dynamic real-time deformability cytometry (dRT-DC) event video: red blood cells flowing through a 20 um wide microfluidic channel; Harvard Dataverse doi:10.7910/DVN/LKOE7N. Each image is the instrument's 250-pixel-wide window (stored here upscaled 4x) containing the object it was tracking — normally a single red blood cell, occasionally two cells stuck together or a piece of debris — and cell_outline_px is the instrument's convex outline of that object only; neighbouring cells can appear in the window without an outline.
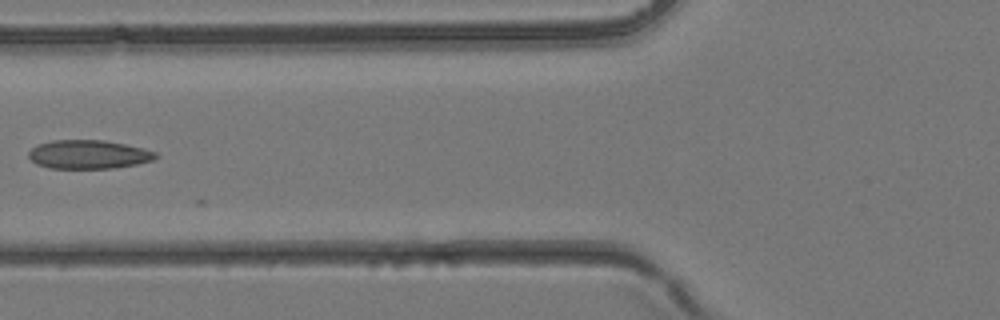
{"species": "common noctule bat (a hibernating species)", "species_latin": "Nyctalus noctula", "temperature_condition": "room temperature", "stored_images_in_passage": 12, "camera_frame_rate_fps": 3000, "um_per_image_px": 0.085, "animal": {"sex": "female", "body_mass_g": 24.6, "forearm_length_mm": 56.2}, "frame": {"image": 1, "passage_image": 10, "time_ms": 3.0, "image_size_px": [1000, 320], "cell_outline_px": [[160, 156], [152, 160], [136, 164], [112, 168], [48, 168], [36, 164], [28, 156], [28, 152], [32, 148], [40, 144], [52, 140], [104, 140], [144, 148], [156, 152]], "centroid_in_image_um": [7.53, 13.12], "position_along_channel_um": 118.3, "area_um2": 21.21}}